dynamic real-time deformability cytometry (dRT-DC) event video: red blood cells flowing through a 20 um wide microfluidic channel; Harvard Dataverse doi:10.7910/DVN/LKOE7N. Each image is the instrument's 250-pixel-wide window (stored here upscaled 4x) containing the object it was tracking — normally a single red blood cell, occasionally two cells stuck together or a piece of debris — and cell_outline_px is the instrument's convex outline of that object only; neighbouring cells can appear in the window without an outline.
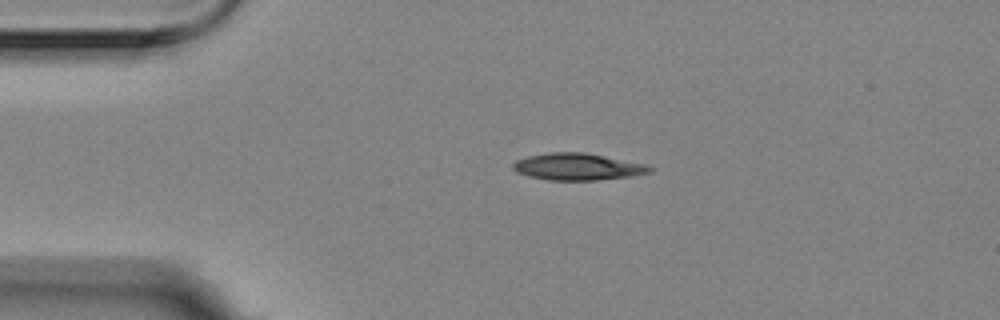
{"species": "Egyptian fruit bat (a non-hibernating species)", "species_latin": "Rousettus aegyptiacus", "temperature_condition": "room temperature", "stored_images_in_passage": 2, "camera_frame_rate_fps": 3000, "um_per_image_px": 0.085, "animal": {"sex": "female"}, "frame": {"image": 1, "passage_image": 1, "time_ms": 0.0, "image_size_px": [1000, 320], "cell_outline_px": [[652, 172], [632, 176], [596, 180], [548, 180], [528, 176], [516, 172], [512, 168], [512, 164], [516, 160], [528, 156], [548, 152], [584, 152], [648, 164], [652, 168]], "centroid_in_image_um": [49.1, 14.17], "position_along_channel_um": 35.9, "area_um2": 21.56}}